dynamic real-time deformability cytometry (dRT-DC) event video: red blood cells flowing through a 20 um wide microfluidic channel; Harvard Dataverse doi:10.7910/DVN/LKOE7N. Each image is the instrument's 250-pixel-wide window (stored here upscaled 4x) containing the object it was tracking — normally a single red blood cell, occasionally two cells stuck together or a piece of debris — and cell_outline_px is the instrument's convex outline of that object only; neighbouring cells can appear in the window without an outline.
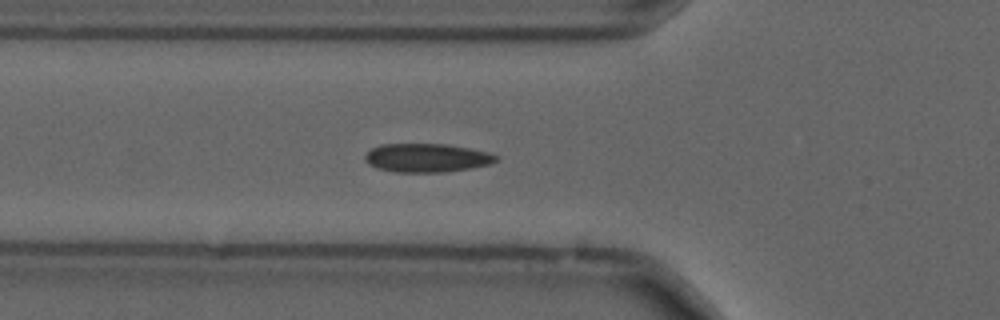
{"species": "common noctule bat (a hibernating species)", "species_latin": "Nyctalus noctula", "temperature_condition": "cold", "stored_images_in_passage": 55, "camera_frame_rate_fps": 3000, "um_per_image_px": 0.085, "animal": {"sex": "male", "forearm_length_mm": 52.5}, "frame": {"image": 1, "passage_image": 19, "time_ms": 6.0, "image_size_px": [1000, 320], "cell_outline_px": [[500, 160], [492, 164], [472, 168], [444, 172], [396, 172], [376, 168], [368, 164], [364, 160], [364, 156], [372, 148], [380, 144], [444, 144], [468, 148], [488, 152], [500, 156]], "centroid_in_image_um": [36.31, 13.42], "position_along_channel_um": 89.5, "area_um2": 22.08}}
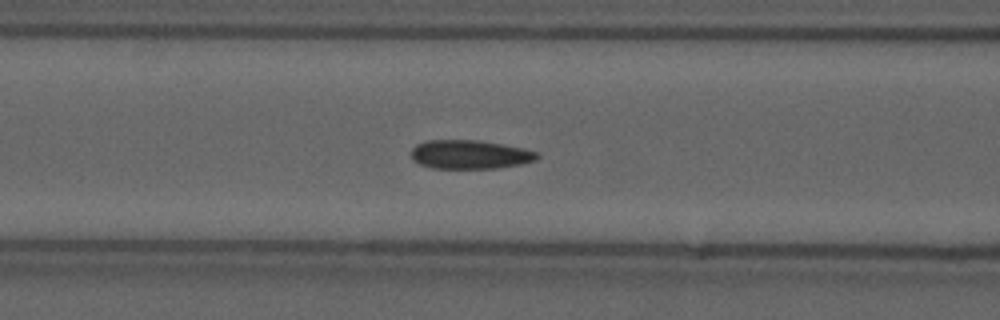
{"frame": {"image": 2, "passage_image": 22, "time_ms": 7.0, "image_size_px": [1000, 320], "cell_outline_px": [[540, 156], [536, 160], [520, 164], [496, 168], [432, 168], [420, 164], [412, 160], [412, 148], [416, 144], [424, 140], [480, 140], [504, 144], [524, 148], [540, 152]], "centroid_in_image_um": [39.96, 13.12], "position_along_channel_um": 126.6, "area_um2": 21.39}}
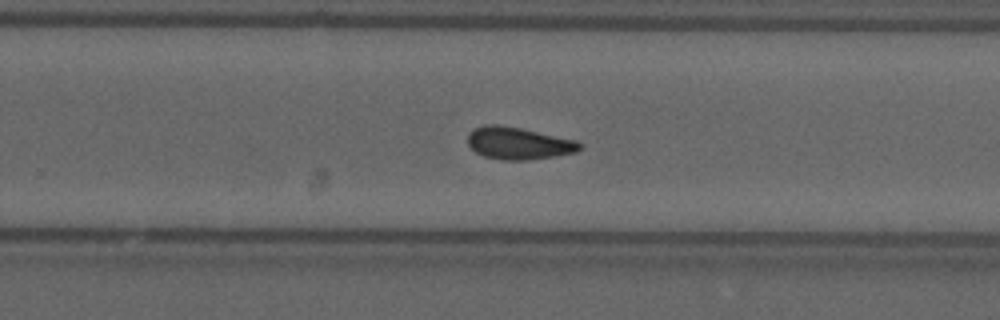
{"frame": {"image": 3, "passage_image": 35, "time_ms": 11.333, "image_size_px": [1000, 320], "cell_outline_px": [[584, 148], [576, 152], [556, 156], [524, 160], [500, 160], [484, 156], [476, 152], [468, 144], [468, 132], [484, 124], [496, 124], [520, 128], [576, 140], [584, 144]], "centroid_in_image_um": [44.1, 12.18], "position_along_channel_um": 285.7, "area_um2": 21.1}, "authors_computed_cell_mechanics": {"area_um2": 21.097, "velocity_mm_per_s": 3.6847, "shape_relaxation_time_tau1_ms": null, "shape_relaxation_time_tau2_ms": 4.305, "deformation_change_tau1": null, "deformation_change_tau2": 0.0878}}